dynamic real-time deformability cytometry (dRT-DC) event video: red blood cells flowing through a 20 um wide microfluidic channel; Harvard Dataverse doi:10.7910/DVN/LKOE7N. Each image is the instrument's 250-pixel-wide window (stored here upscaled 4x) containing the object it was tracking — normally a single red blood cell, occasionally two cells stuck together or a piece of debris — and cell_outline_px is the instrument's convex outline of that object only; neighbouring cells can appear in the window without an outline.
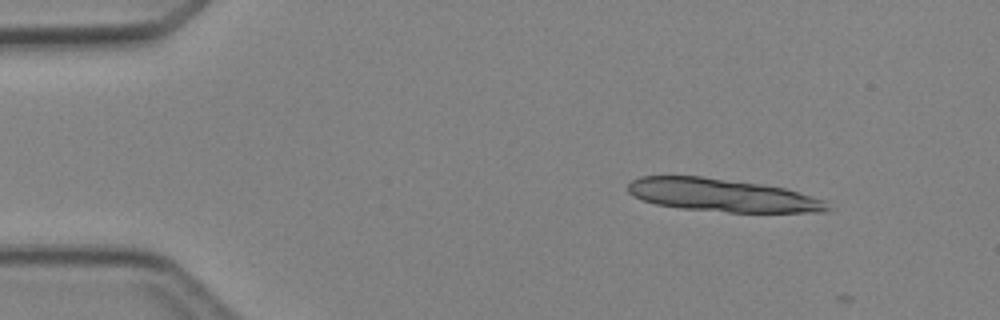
{"species": "Egyptian fruit bat (a non-hibernating species)", "species_latin": "Rousettus aegyptiacus", "temperature_condition": "cold", "stored_images_in_passage": 2, "camera_frame_rate_fps": 3000, "um_per_image_px": 0.085, "animal": {"sex": "female"}, "frame": {"image": 1, "passage_image": 1, "time_ms": 0.0, "image_size_px": [1000, 320], "cell_outline_px": [[836, 208], [828, 212], [728, 212], [680, 208], [656, 204], [644, 200], [628, 192], [628, 184], [632, 180], [640, 176], [704, 176], [760, 184], [784, 188], [824, 200]], "centroid_in_image_um": [61.44, 16.6], "position_along_channel_um": 23.6, "area_um2": 38.26}}